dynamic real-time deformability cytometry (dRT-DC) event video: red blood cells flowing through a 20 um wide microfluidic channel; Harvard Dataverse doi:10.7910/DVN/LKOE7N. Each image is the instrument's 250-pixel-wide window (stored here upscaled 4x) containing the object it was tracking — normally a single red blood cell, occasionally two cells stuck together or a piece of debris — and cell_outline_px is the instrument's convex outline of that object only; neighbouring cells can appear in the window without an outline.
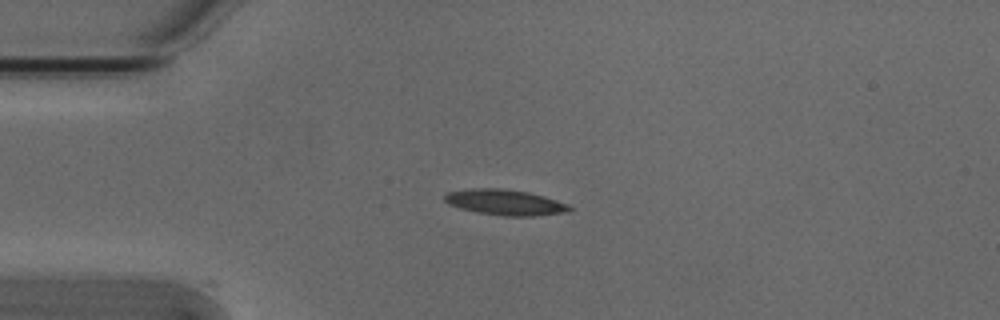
{"species": "Egyptian fruit bat (a non-hibernating species)", "species_latin": "Rousettus aegyptiacus", "temperature_condition": "cold", "stored_images_in_passage": 5, "camera_frame_rate_fps": 3000, "um_per_image_px": 0.085, "animal": {"sex": "male"}, "frame": {"image": 1, "passage_image": 1, "time_ms": 0.0, "image_size_px": [1000, 320], "cell_outline_px": [[572, 208], [564, 212], [532, 216], [504, 216], [476, 212], [460, 208], [448, 204], [444, 200], [444, 196], [448, 192], [472, 188], [500, 188], [528, 192], [544, 196], [568, 204]], "centroid_in_image_um": [42.89, 17.19], "position_along_channel_um": 42.1, "area_um2": 18.5}}